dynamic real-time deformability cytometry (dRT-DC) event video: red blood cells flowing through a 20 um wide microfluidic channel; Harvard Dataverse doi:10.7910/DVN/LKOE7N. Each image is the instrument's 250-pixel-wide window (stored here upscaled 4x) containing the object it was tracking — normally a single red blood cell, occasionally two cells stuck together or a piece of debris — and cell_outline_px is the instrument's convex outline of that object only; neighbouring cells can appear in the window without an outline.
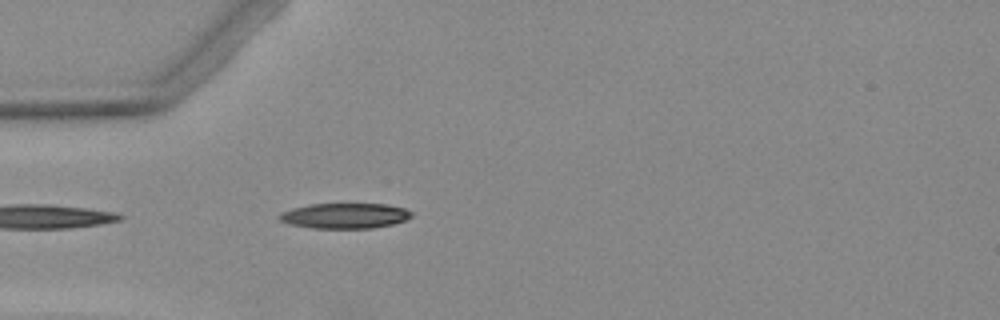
{"species": "Egyptian fruit bat (a non-hibernating species)", "species_latin": "Rousettus aegyptiacus", "temperature_condition": "warm", "stored_images_in_passage": 3, "camera_frame_rate_fps": 3000, "um_per_image_px": 0.085, "animal": {"sex": "female"}, "frame": {"image": 1, "passage_image": 3, "time_ms": 5.0, "image_size_px": [1000, 320], "cell_outline_px": [[412, 216], [404, 220], [392, 224], [372, 228], [312, 228], [288, 224], [280, 220], [276, 216], [280, 212], [292, 208], [308, 204], [388, 204], [404, 208], [412, 212]], "centroid_in_image_um": [29.26, 18.33], "position_along_channel_um": 55.7, "area_um2": 19.59}}